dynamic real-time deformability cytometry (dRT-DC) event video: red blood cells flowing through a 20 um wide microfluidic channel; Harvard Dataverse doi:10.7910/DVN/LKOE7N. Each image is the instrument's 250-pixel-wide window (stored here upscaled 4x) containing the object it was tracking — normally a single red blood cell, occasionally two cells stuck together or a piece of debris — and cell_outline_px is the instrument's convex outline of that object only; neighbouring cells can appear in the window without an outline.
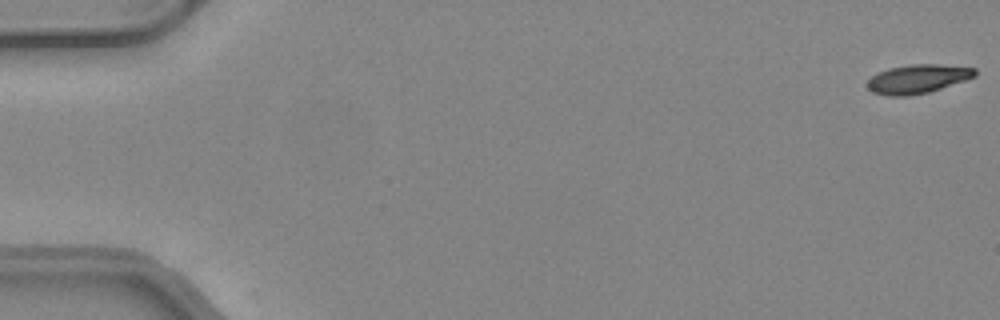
{"species": "common noctule bat (a hibernating species)", "species_latin": "Nyctalus noctula", "temperature_condition": "warm", "stored_images_in_passage": 50, "camera_frame_rate_fps": 3000, "um_per_image_px": 0.085, "animal": {"sex": "female", "body_mass_g": 24.6, "forearm_length_mm": 56.2}, "frame": {"image": 1, "passage_image": 1, "time_ms": 0.0, "image_size_px": [1000, 320], "cell_outline_px": [[976, 76], [928, 92], [908, 96], [888, 96], [872, 92], [868, 88], [868, 80], [876, 72], [888, 68], [912, 64], [936, 64], [976, 68]], "centroid_in_image_um": [77.96, 6.7], "position_along_channel_um": 7.0, "area_um2": 17.98}}
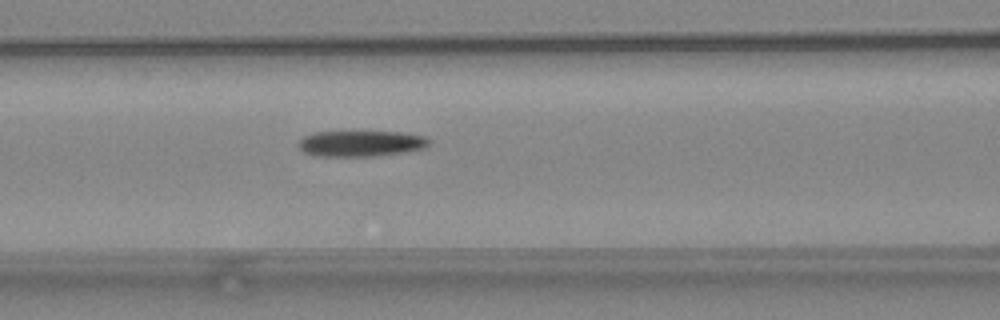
{"frame": {"image": 2, "passage_image": 22, "time_ms": 7.0, "image_size_px": [1000, 320], "cell_outline_px": [[432, 140], [424, 148], [408, 152], [376, 156], [316, 156], [304, 152], [296, 144], [304, 136], [312, 132], [404, 132], [428, 136]], "centroid_in_image_um": [30.72, 12.2], "position_along_channel_um": 135.9, "area_um2": 20.0}}
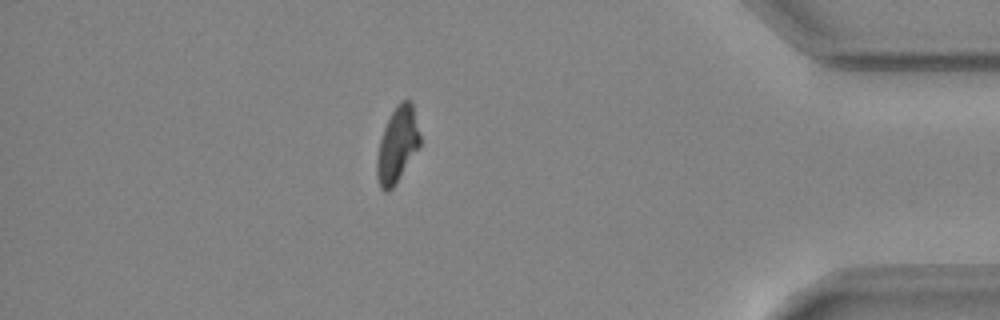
{"frame": {"image": 3, "passage_image": 44, "time_ms": 14.333, "image_size_px": [1000, 320], "cell_outline_px": [[420, 148], [396, 184], [388, 192], [384, 192], [380, 188], [376, 176], [376, 160], [380, 140], [384, 128], [396, 104], [404, 100], [412, 100], [420, 136]], "centroid_in_image_um": [33.78, 12.35], "position_along_channel_um": 401.4, "area_um2": 19.19}, "authors_computed_cell_mechanics": {"area_um2": 19.5942, "velocity_mm_per_s": 4.1729, "shape_relaxation_time_tau1_ms": 6.0279, "shape_relaxation_time_tau2_ms": null, "deformation_change_tau1": 0.1916, "deformation_change_tau2": null}}